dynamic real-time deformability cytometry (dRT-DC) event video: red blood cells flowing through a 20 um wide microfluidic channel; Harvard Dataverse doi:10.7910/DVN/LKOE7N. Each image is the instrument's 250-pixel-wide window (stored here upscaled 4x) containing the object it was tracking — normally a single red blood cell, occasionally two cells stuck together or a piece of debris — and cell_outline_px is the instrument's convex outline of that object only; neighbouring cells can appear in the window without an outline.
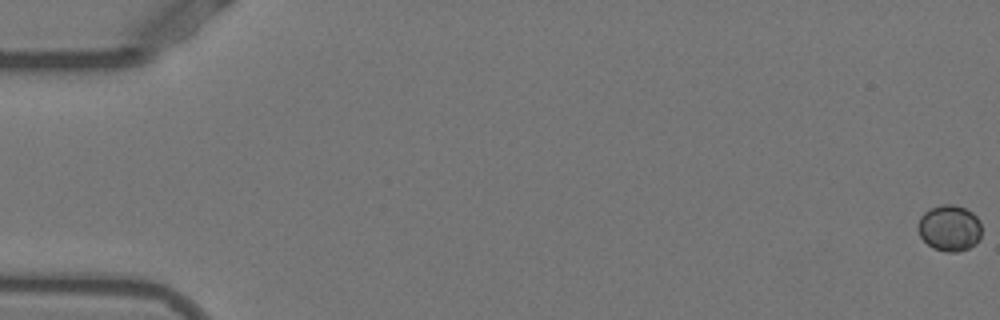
{"species": "Egyptian fruit bat (a non-hibernating species)", "species_latin": "Rousettus aegyptiacus", "temperature_condition": "warm", "stored_images_in_passage": 54, "camera_frame_rate_fps": 3000, "um_per_image_px": 0.085, "animal": {"sex": "female"}, "frame": {"image": 1, "passage_image": 1, "time_ms": 0.0, "image_size_px": [1000, 320], "cell_outline_px": [[980, 236], [976, 244], [968, 248], [956, 252], [944, 252], [932, 248], [920, 236], [916, 228], [916, 224], [920, 216], [928, 208], [940, 204], [956, 204], [972, 212], [980, 220]], "centroid_in_image_um": [80.67, 19.37], "position_along_channel_um": 4.3, "area_um2": 17.46}}
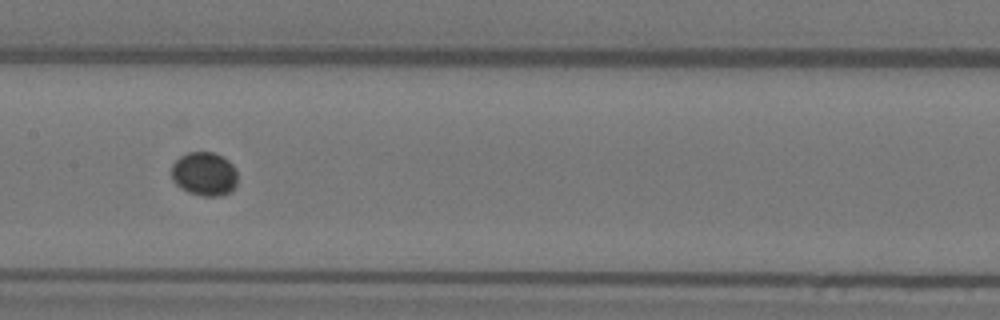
{"frame": {"image": 2, "passage_image": 28, "time_ms": 9.0, "image_size_px": [1000, 320], "cell_outline_px": [[236, 184], [232, 192], [220, 196], [204, 196], [188, 192], [180, 188], [172, 180], [172, 164], [180, 156], [188, 152], [212, 152], [228, 160], [236, 168]], "centroid_in_image_um": [17.37, 14.79], "position_along_channel_um": 190.0, "area_um2": 16.94}}
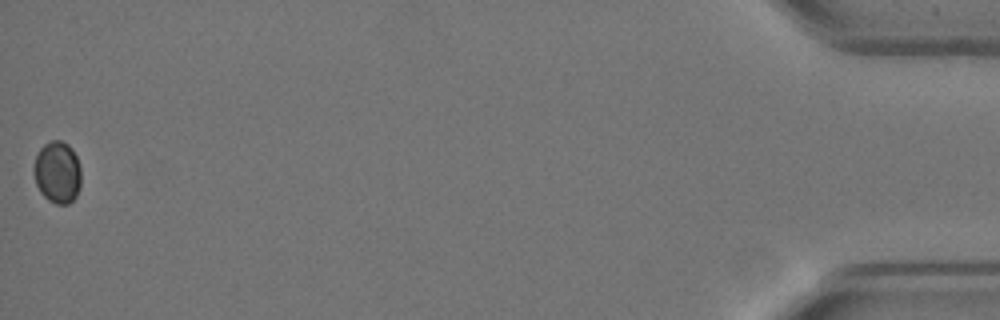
{"frame": {"image": 3, "passage_image": 54, "time_ms": 17.667, "image_size_px": [1000, 320], "cell_outline_px": [[80, 188], [76, 196], [68, 204], [56, 204], [48, 200], [40, 192], [36, 184], [32, 172], [32, 168], [36, 156], [40, 148], [44, 144], [52, 140], [60, 140], [68, 144], [72, 148], [76, 156], [80, 168]], "centroid_in_image_um": [4.86, 14.64], "position_along_channel_um": 430.3, "area_um2": 17.28}}